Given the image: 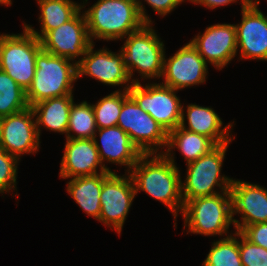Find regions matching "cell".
I'll return each instance as SVG.
<instances>
[{"label":"cell","instance_id":"6da1fadb","mask_svg":"<svg viewBox=\"0 0 267 266\" xmlns=\"http://www.w3.org/2000/svg\"><path fill=\"white\" fill-rule=\"evenodd\" d=\"M179 169L164 154H143L129 172L136 195L143 191L166 206L174 217L175 229L184 208Z\"/></svg>","mask_w":267,"mask_h":266},{"label":"cell","instance_id":"7a4b0ae2","mask_svg":"<svg viewBox=\"0 0 267 266\" xmlns=\"http://www.w3.org/2000/svg\"><path fill=\"white\" fill-rule=\"evenodd\" d=\"M83 2V3H82ZM83 11L92 43L94 40L119 41L142 28L143 21L136 0H97L85 8L88 0H82Z\"/></svg>","mask_w":267,"mask_h":266},{"label":"cell","instance_id":"3957f363","mask_svg":"<svg viewBox=\"0 0 267 266\" xmlns=\"http://www.w3.org/2000/svg\"><path fill=\"white\" fill-rule=\"evenodd\" d=\"M181 216L187 234L226 238L235 233L229 232L234 227L230 191L186 201Z\"/></svg>","mask_w":267,"mask_h":266},{"label":"cell","instance_id":"277c9868","mask_svg":"<svg viewBox=\"0 0 267 266\" xmlns=\"http://www.w3.org/2000/svg\"><path fill=\"white\" fill-rule=\"evenodd\" d=\"M34 79L26 91L29 107L49 98L74 95L77 63L41 49L36 55Z\"/></svg>","mask_w":267,"mask_h":266},{"label":"cell","instance_id":"5b68a950","mask_svg":"<svg viewBox=\"0 0 267 266\" xmlns=\"http://www.w3.org/2000/svg\"><path fill=\"white\" fill-rule=\"evenodd\" d=\"M153 24H145L130 33L120 47L129 77L133 83L158 80L163 72V59L166 53L164 41L158 36ZM135 72L138 73L136 78Z\"/></svg>","mask_w":267,"mask_h":266},{"label":"cell","instance_id":"8992f818","mask_svg":"<svg viewBox=\"0 0 267 266\" xmlns=\"http://www.w3.org/2000/svg\"><path fill=\"white\" fill-rule=\"evenodd\" d=\"M230 143L232 142L217 145L206 155L186 164L185 178L181 179L184 203L198 197L230 191L233 178L221 173Z\"/></svg>","mask_w":267,"mask_h":266},{"label":"cell","instance_id":"52a82bcc","mask_svg":"<svg viewBox=\"0 0 267 266\" xmlns=\"http://www.w3.org/2000/svg\"><path fill=\"white\" fill-rule=\"evenodd\" d=\"M22 33H0V70L6 72L27 91L36 71V55L42 49L40 40L24 25Z\"/></svg>","mask_w":267,"mask_h":266},{"label":"cell","instance_id":"ba28073f","mask_svg":"<svg viewBox=\"0 0 267 266\" xmlns=\"http://www.w3.org/2000/svg\"><path fill=\"white\" fill-rule=\"evenodd\" d=\"M133 83L129 95L169 133L180 125L182 104L178 91L157 82Z\"/></svg>","mask_w":267,"mask_h":266},{"label":"cell","instance_id":"9c48e42d","mask_svg":"<svg viewBox=\"0 0 267 266\" xmlns=\"http://www.w3.org/2000/svg\"><path fill=\"white\" fill-rule=\"evenodd\" d=\"M117 126L130 136L142 154L165 152L168 133L147 112H144L130 95L123 100Z\"/></svg>","mask_w":267,"mask_h":266},{"label":"cell","instance_id":"30bf717a","mask_svg":"<svg viewBox=\"0 0 267 266\" xmlns=\"http://www.w3.org/2000/svg\"><path fill=\"white\" fill-rule=\"evenodd\" d=\"M135 197V187L129 173H104L98 222L120 236Z\"/></svg>","mask_w":267,"mask_h":266},{"label":"cell","instance_id":"8fae6325","mask_svg":"<svg viewBox=\"0 0 267 266\" xmlns=\"http://www.w3.org/2000/svg\"><path fill=\"white\" fill-rule=\"evenodd\" d=\"M92 43L77 63L78 79L82 76L101 82L107 86H120L118 91L128 90L133 84L125 66L123 53L113 52L109 48L102 47L94 50Z\"/></svg>","mask_w":267,"mask_h":266},{"label":"cell","instance_id":"7c38bea8","mask_svg":"<svg viewBox=\"0 0 267 266\" xmlns=\"http://www.w3.org/2000/svg\"><path fill=\"white\" fill-rule=\"evenodd\" d=\"M208 64L199 55L197 49L189 41L177 52L163 59L162 82L177 91L199 86L208 78Z\"/></svg>","mask_w":267,"mask_h":266},{"label":"cell","instance_id":"4fadbf2b","mask_svg":"<svg viewBox=\"0 0 267 266\" xmlns=\"http://www.w3.org/2000/svg\"><path fill=\"white\" fill-rule=\"evenodd\" d=\"M40 140L31 107L0 118V148L20 161L25 154L34 155L39 152Z\"/></svg>","mask_w":267,"mask_h":266},{"label":"cell","instance_id":"5bb4252c","mask_svg":"<svg viewBox=\"0 0 267 266\" xmlns=\"http://www.w3.org/2000/svg\"><path fill=\"white\" fill-rule=\"evenodd\" d=\"M40 42L44 51L78 63L92 44L83 11L80 10L68 22L48 31Z\"/></svg>","mask_w":267,"mask_h":266},{"label":"cell","instance_id":"9a60e30c","mask_svg":"<svg viewBox=\"0 0 267 266\" xmlns=\"http://www.w3.org/2000/svg\"><path fill=\"white\" fill-rule=\"evenodd\" d=\"M199 55L215 69L222 70L237 56L236 26L217 23L206 27L191 40Z\"/></svg>","mask_w":267,"mask_h":266},{"label":"cell","instance_id":"2e32d148","mask_svg":"<svg viewBox=\"0 0 267 266\" xmlns=\"http://www.w3.org/2000/svg\"><path fill=\"white\" fill-rule=\"evenodd\" d=\"M256 5L241 8V22L236 23L239 60L267 61V15Z\"/></svg>","mask_w":267,"mask_h":266},{"label":"cell","instance_id":"e0dca14e","mask_svg":"<svg viewBox=\"0 0 267 266\" xmlns=\"http://www.w3.org/2000/svg\"><path fill=\"white\" fill-rule=\"evenodd\" d=\"M230 192L235 231L241 232L248 225L267 222V189L265 187L234 178ZM234 215H239L241 219H236Z\"/></svg>","mask_w":267,"mask_h":266},{"label":"cell","instance_id":"ac0fdd59","mask_svg":"<svg viewBox=\"0 0 267 266\" xmlns=\"http://www.w3.org/2000/svg\"><path fill=\"white\" fill-rule=\"evenodd\" d=\"M93 140L100 160L109 172H116V170H111L107 166L108 163L120 167L124 166L125 173H129L143 155L133 144L130 136L118 126L98 129Z\"/></svg>","mask_w":267,"mask_h":266},{"label":"cell","instance_id":"d6986e66","mask_svg":"<svg viewBox=\"0 0 267 266\" xmlns=\"http://www.w3.org/2000/svg\"><path fill=\"white\" fill-rule=\"evenodd\" d=\"M108 172L100 160L93 139H65L58 175L60 178L68 180Z\"/></svg>","mask_w":267,"mask_h":266},{"label":"cell","instance_id":"ffe728a7","mask_svg":"<svg viewBox=\"0 0 267 266\" xmlns=\"http://www.w3.org/2000/svg\"><path fill=\"white\" fill-rule=\"evenodd\" d=\"M234 122L223 125L220 115L211 106L190 103L186 107L183 103L179 126L210 138L216 145H222L235 139L234 135L232 136Z\"/></svg>","mask_w":267,"mask_h":266},{"label":"cell","instance_id":"44dd1931","mask_svg":"<svg viewBox=\"0 0 267 266\" xmlns=\"http://www.w3.org/2000/svg\"><path fill=\"white\" fill-rule=\"evenodd\" d=\"M74 95L49 98L31 106L36 120L39 138L42 129L66 136L69 125V112Z\"/></svg>","mask_w":267,"mask_h":266},{"label":"cell","instance_id":"7402d4cb","mask_svg":"<svg viewBox=\"0 0 267 266\" xmlns=\"http://www.w3.org/2000/svg\"><path fill=\"white\" fill-rule=\"evenodd\" d=\"M216 146L210 138L178 126L168 133V143L163 154L178 167L173 149H178L188 164L206 155Z\"/></svg>","mask_w":267,"mask_h":266},{"label":"cell","instance_id":"603a6c76","mask_svg":"<svg viewBox=\"0 0 267 266\" xmlns=\"http://www.w3.org/2000/svg\"><path fill=\"white\" fill-rule=\"evenodd\" d=\"M39 7L40 30L23 22L24 25L39 40L51 30L71 20L80 10L81 2L74 0H36Z\"/></svg>","mask_w":267,"mask_h":266},{"label":"cell","instance_id":"cb8c5ba5","mask_svg":"<svg viewBox=\"0 0 267 266\" xmlns=\"http://www.w3.org/2000/svg\"><path fill=\"white\" fill-rule=\"evenodd\" d=\"M104 173L92 176L74 177L68 180L66 191L86 215L99 220L101 212L100 195Z\"/></svg>","mask_w":267,"mask_h":266},{"label":"cell","instance_id":"d4e9b609","mask_svg":"<svg viewBox=\"0 0 267 266\" xmlns=\"http://www.w3.org/2000/svg\"><path fill=\"white\" fill-rule=\"evenodd\" d=\"M79 103V104H78ZM98 130L92 103L73 102L65 139H93Z\"/></svg>","mask_w":267,"mask_h":266},{"label":"cell","instance_id":"484cf974","mask_svg":"<svg viewBox=\"0 0 267 266\" xmlns=\"http://www.w3.org/2000/svg\"><path fill=\"white\" fill-rule=\"evenodd\" d=\"M201 266H243L239 252V232L212 242Z\"/></svg>","mask_w":267,"mask_h":266},{"label":"cell","instance_id":"4316f807","mask_svg":"<svg viewBox=\"0 0 267 266\" xmlns=\"http://www.w3.org/2000/svg\"><path fill=\"white\" fill-rule=\"evenodd\" d=\"M28 107L26 91L6 72L0 70V118L16 114Z\"/></svg>","mask_w":267,"mask_h":266},{"label":"cell","instance_id":"83f0119b","mask_svg":"<svg viewBox=\"0 0 267 266\" xmlns=\"http://www.w3.org/2000/svg\"><path fill=\"white\" fill-rule=\"evenodd\" d=\"M128 95V90H115L92 104L98 129L117 126L123 100Z\"/></svg>","mask_w":267,"mask_h":266},{"label":"cell","instance_id":"f1b7e54d","mask_svg":"<svg viewBox=\"0 0 267 266\" xmlns=\"http://www.w3.org/2000/svg\"><path fill=\"white\" fill-rule=\"evenodd\" d=\"M20 160L4 149L0 148V194H11L16 192V196L19 199L17 191V174Z\"/></svg>","mask_w":267,"mask_h":266},{"label":"cell","instance_id":"f546056e","mask_svg":"<svg viewBox=\"0 0 267 266\" xmlns=\"http://www.w3.org/2000/svg\"><path fill=\"white\" fill-rule=\"evenodd\" d=\"M239 252L243 266H267V249L251 243L240 232Z\"/></svg>","mask_w":267,"mask_h":266},{"label":"cell","instance_id":"4dcf8cb0","mask_svg":"<svg viewBox=\"0 0 267 266\" xmlns=\"http://www.w3.org/2000/svg\"><path fill=\"white\" fill-rule=\"evenodd\" d=\"M188 0H136L140 15L146 24H153L154 21L147 14V9L144 4L152 8L158 16L166 17L171 14L172 11L178 8L180 4L185 3ZM144 3V4H143Z\"/></svg>","mask_w":267,"mask_h":266},{"label":"cell","instance_id":"1f68e13d","mask_svg":"<svg viewBox=\"0 0 267 266\" xmlns=\"http://www.w3.org/2000/svg\"><path fill=\"white\" fill-rule=\"evenodd\" d=\"M240 233L251 243L267 249V222L248 225Z\"/></svg>","mask_w":267,"mask_h":266},{"label":"cell","instance_id":"d6a6232c","mask_svg":"<svg viewBox=\"0 0 267 266\" xmlns=\"http://www.w3.org/2000/svg\"><path fill=\"white\" fill-rule=\"evenodd\" d=\"M239 0H188L187 2L192 3V4H198L200 6H204L206 7V9H216V8H221L224 6H229L230 4H234V3H238ZM241 3H239V5L241 4V7L244 6V4L242 3V1L240 0Z\"/></svg>","mask_w":267,"mask_h":266},{"label":"cell","instance_id":"836d02e7","mask_svg":"<svg viewBox=\"0 0 267 266\" xmlns=\"http://www.w3.org/2000/svg\"><path fill=\"white\" fill-rule=\"evenodd\" d=\"M244 5H256L259 6L260 0H241Z\"/></svg>","mask_w":267,"mask_h":266},{"label":"cell","instance_id":"e575fe53","mask_svg":"<svg viewBox=\"0 0 267 266\" xmlns=\"http://www.w3.org/2000/svg\"><path fill=\"white\" fill-rule=\"evenodd\" d=\"M0 5L2 6H11L13 4H11L10 0H0Z\"/></svg>","mask_w":267,"mask_h":266}]
</instances>
